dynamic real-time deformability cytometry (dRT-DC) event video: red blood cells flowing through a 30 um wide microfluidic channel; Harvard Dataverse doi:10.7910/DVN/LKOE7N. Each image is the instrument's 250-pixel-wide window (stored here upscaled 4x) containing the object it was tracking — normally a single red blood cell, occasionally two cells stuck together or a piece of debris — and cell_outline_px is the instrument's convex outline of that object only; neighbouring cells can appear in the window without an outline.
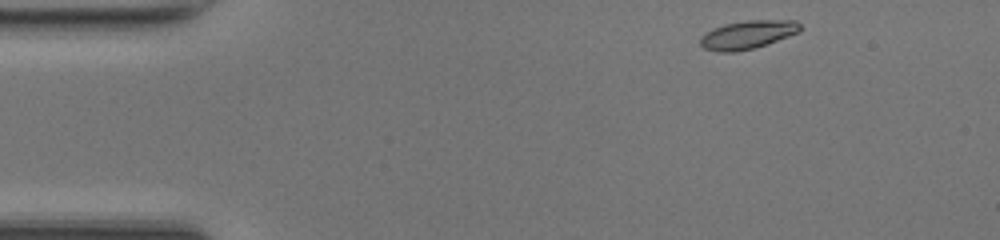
{"species": "common noctule bat (a hibernating species)", "species_latin": "Nyctalus noctula", "temperature_condition": "room temperature", "stored_images_in_passage": 43, "camera_frame_rate_fps": 3000, "um_per_image_px": 0.085, "animal": {"sex": "female", "body_mass_g": 17.0, "forearm_length_mm": 48.0}, "frame": {"image": 1, "passage_image": 1, "time_ms": 0.0, "image_size_px": [1000, 240], "cell_outline_px": [[800, 32], [768, 44], [736, 52], [716, 52], [704, 48], [700, 44], [700, 36], [712, 28], [724, 24], [748, 20], [796, 20], [800, 24]], "centroid_in_image_um": [63.54, 2.95], "position_along_channel_um": 21.5, "area_um2": 16.65}}
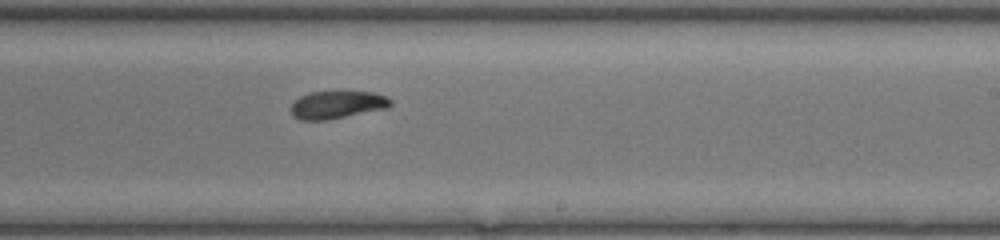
{"frame": {"image": 2, "passage_image": 24, "time_ms": 7.667, "image_size_px": [1000, 240], "cell_outline_px": [[392, 104], [388, 108], [328, 120], [300, 120], [292, 116], [292, 104], [300, 96], [312, 92], [336, 88], [376, 92], [392, 100]], "centroid_in_image_um": [28.69, 8.85], "position_along_channel_um": 260.3, "area_um2": 16.94}}
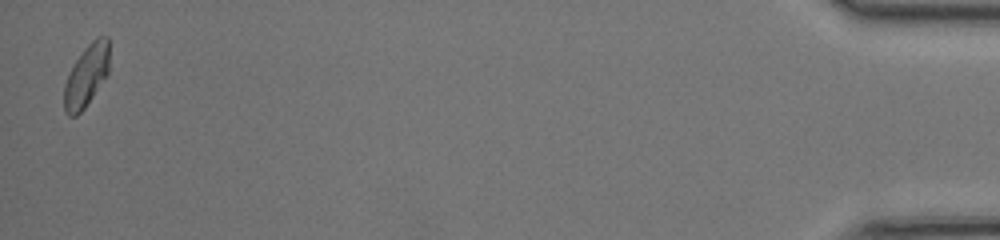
{"frame": {"image": 3, "passage_image": 43, "time_ms": 14.0, "image_size_px": [1000, 240], "cell_outline_px": [[108, 76], [84, 108], [76, 116], [68, 116], [64, 112], [64, 84], [76, 60], [84, 48], [96, 36], [108, 36]], "centroid_in_image_um": [7.35, 6.45], "position_along_channel_um": 427.9, "area_um2": 16.3}, "authors_computed_cell_mechanics": {"area_um2": 16.6464, "velocity_mm_per_s": 4.2354, "shape_relaxation_time_tau1_ms": 4.2242, "shape_relaxation_time_tau2_ms": 3.6578, "deformation_change_tau1": 0.1416, "deformation_change_tau2": 0.0705}}